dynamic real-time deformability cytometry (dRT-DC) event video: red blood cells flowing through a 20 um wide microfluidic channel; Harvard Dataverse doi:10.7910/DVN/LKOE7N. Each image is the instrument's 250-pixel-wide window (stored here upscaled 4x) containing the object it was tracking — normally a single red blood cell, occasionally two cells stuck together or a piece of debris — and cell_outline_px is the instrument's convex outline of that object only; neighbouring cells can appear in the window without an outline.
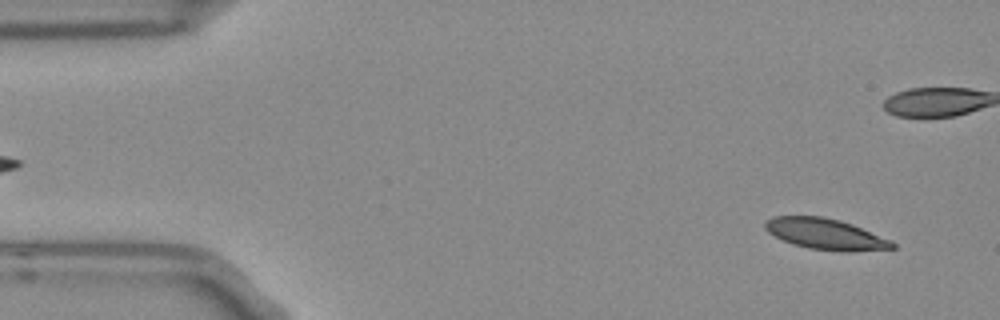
{"species": "Egyptian fruit bat (a non-hibernating species)", "species_latin": "Rousettus aegyptiacus", "temperature_condition": "room temperature", "stored_images_in_passage": 3, "segment_of_instrument_passage": [2, 2], "camera_frame_rate_fps": 3000, "um_per_image_px": 0.085, "frame": {"image": 1, "passage_image": 3, "time_ms": 0.667, "image_size_px": [1000, 320], "cell_outline_px": [[896, 248], [848, 252], [840, 252], [808, 248], [784, 240], [768, 232], [764, 228], [764, 224], [772, 216], [820, 216], [840, 220], [852, 224], [892, 240], [896, 244]], "centroid_in_image_um": [70.21, 19.9], "position_along_channel_um": 14.8, "area_um2": 22.89}}